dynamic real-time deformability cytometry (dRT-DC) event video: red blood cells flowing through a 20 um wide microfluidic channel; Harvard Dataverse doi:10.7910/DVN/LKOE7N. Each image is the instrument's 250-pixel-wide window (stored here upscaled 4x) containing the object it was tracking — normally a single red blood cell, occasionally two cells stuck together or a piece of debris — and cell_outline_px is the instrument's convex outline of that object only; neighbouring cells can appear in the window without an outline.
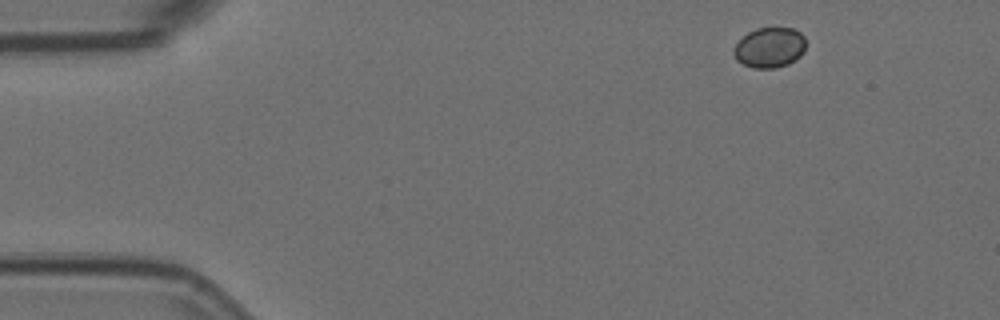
{"species": "Egyptian fruit bat (a non-hibernating species)", "species_latin": "Rousettus aegyptiacus", "temperature_condition": "room temperature", "stored_images_in_passage": 4, "camera_frame_rate_fps": 3000, "um_per_image_px": 0.085, "animal": {"sex": "female"}, "frame": {"image": 1, "passage_image": 1, "time_ms": 0.0, "image_size_px": [1000, 320], "cell_outline_px": [[804, 52], [796, 60], [788, 64], [776, 68], [752, 68], [736, 60], [732, 52], [736, 44], [748, 32], [756, 28], [772, 24], [792, 28], [800, 32], [804, 36]], "centroid_in_image_um": [65.42, 4.0], "position_along_channel_um": 19.6, "area_um2": 17.46}}
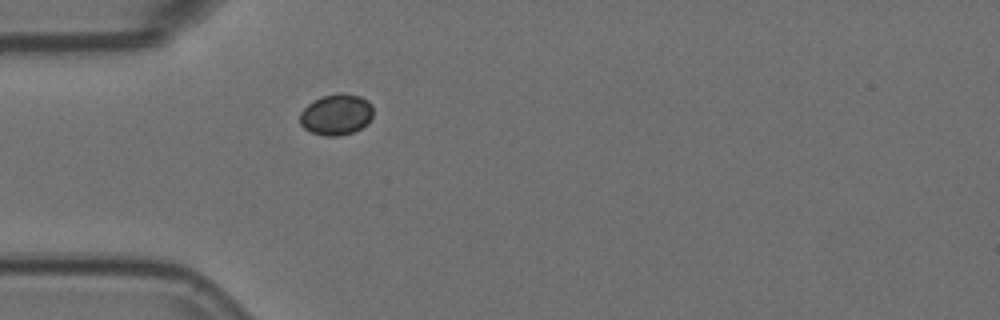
{"frame": {"image": 2, "passage_image": 4, "time_ms": 1.0, "image_size_px": [1000, 320], "cell_outline_px": [[372, 116], [360, 128], [352, 132], [340, 136], [324, 136], [312, 132], [304, 128], [300, 124], [300, 112], [308, 104], [324, 96], [336, 92], [344, 92], [360, 96], [368, 100], [372, 104]], "centroid_in_image_um": [28.58, 9.72], "position_along_channel_um": 56.4, "area_um2": 17.46}}